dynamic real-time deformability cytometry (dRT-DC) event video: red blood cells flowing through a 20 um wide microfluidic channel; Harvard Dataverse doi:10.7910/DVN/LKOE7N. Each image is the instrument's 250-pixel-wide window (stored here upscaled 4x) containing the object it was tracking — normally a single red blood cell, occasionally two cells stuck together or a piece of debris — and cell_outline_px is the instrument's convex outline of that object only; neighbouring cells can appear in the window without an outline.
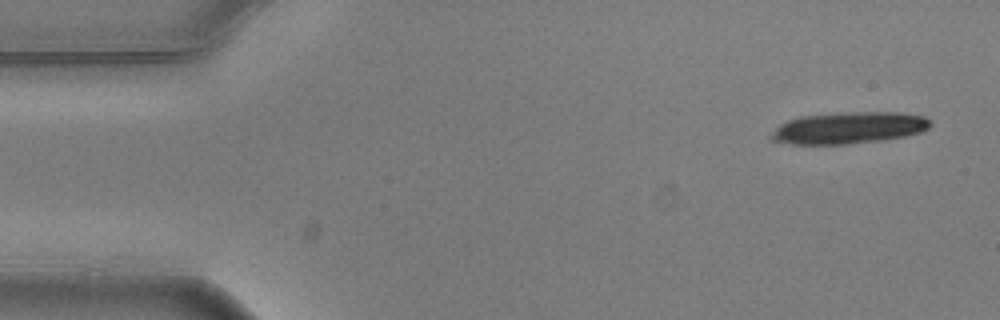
{"species": "common noctule bat (a hibernating species)", "species_latin": "Nyctalus noctula", "temperature_condition": "warm", "stored_images_in_passage": 2, "camera_frame_rate_fps": 3000, "um_per_image_px": 0.085, "animal": {"sex": "male", "body_mass_g": 20.5, "forearm_length_mm": 52.5}, "frame": {"image": 1, "passage_image": 1, "time_ms": 0.0, "image_size_px": [1000, 320], "cell_outline_px": [[932, 124], [928, 128], [920, 132], [904, 136], [880, 140], [848, 144], [792, 144], [772, 140], [768, 136], [780, 124], [788, 120], [800, 116], [852, 112], [900, 112], [924, 116]], "centroid_in_image_um": [72.13, 10.86], "position_along_channel_um": 12.9, "area_um2": 29.25}}